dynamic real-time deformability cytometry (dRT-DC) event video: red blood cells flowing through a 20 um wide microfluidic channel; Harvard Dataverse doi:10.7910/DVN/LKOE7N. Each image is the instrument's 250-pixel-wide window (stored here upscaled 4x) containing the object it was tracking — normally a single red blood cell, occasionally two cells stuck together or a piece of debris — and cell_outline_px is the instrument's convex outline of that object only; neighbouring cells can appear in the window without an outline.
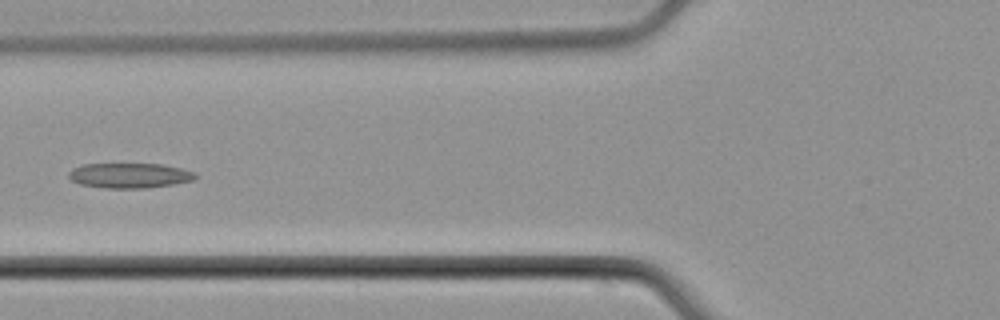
{"species": "common noctule bat (a hibernating species)", "species_latin": "Nyctalus noctula", "temperature_condition": "cold", "stored_images_in_passage": 8, "camera_frame_rate_fps": 3000, "um_per_image_px": 0.085, "animal": {"sex": "male", "body_mass_g": 21.5, "forearm_length_mm": 52.0}, "frame": {"image": 1, "passage_image": 7, "time_ms": 7.333, "image_size_px": [1000, 320], "cell_outline_px": [[196, 176], [192, 180], [172, 184], [144, 188], [104, 188], [80, 184], [72, 180], [68, 176], [68, 172], [72, 168], [84, 164], [160, 164], [180, 168], [196, 172]], "centroid_in_image_um": [10.98, 14.91], "position_along_channel_um": 114.8, "area_um2": 18.32}}
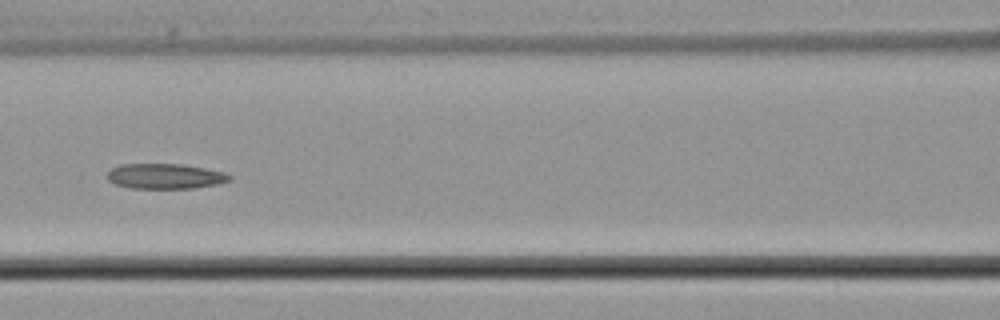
{"frame": {"image": 2, "passage_image": 8, "time_ms": 8.333, "image_size_px": [1000, 320], "cell_outline_px": [[232, 180], [216, 184], [192, 188], [128, 188], [116, 184], [108, 180], [108, 172], [112, 168], [120, 164], [184, 164], [224, 172], [232, 176]], "centroid_in_image_um": [14.04, 14.97], "position_along_channel_um": 152.6, "area_um2": 17.92}}